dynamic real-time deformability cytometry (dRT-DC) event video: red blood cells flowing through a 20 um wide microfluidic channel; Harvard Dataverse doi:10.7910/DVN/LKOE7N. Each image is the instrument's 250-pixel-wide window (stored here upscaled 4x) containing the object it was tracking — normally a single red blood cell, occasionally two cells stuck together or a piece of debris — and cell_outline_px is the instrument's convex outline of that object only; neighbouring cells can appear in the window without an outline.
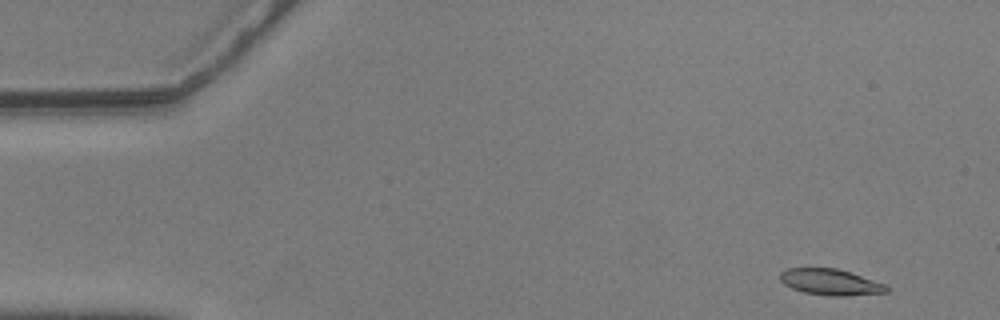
{"species": "common noctule bat (a hibernating species)", "species_latin": "Nyctalus noctula", "temperature_condition": "warm", "stored_images_in_passage": 53, "camera_frame_rate_fps": 3000, "um_per_image_px": 0.085, "animal": {"sex": "male", "body_mass_g": 20.5, "forearm_length_mm": 52.5}, "frame": {"image": 1, "passage_image": 1, "time_ms": 0.0, "image_size_px": [1000, 320], "cell_outline_px": [[888, 292], [848, 296], [828, 296], [804, 292], [792, 288], [784, 284], [780, 280], [780, 272], [788, 268], [836, 268], [884, 284], [888, 288]], "centroid_in_image_um": [70.55, 23.98], "position_along_channel_um": 14.5, "area_um2": 16.01}}
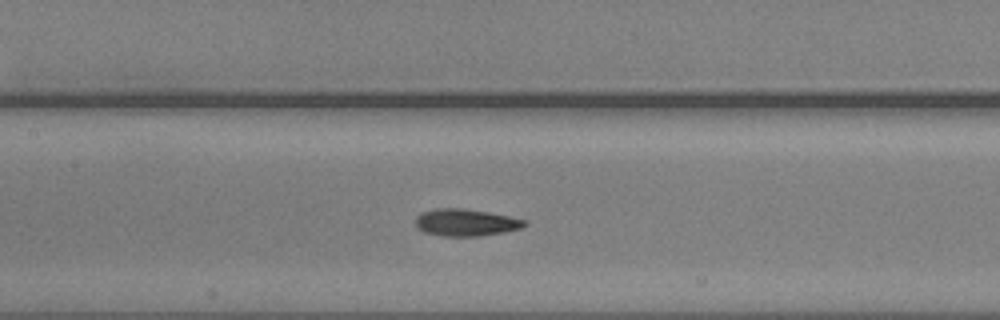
{"frame": {"image": 2, "passage_image": 23, "time_ms": 7.333, "image_size_px": [1000, 320], "cell_outline_px": [[528, 224], [520, 228], [504, 232], [480, 236], [444, 236], [424, 232], [416, 228], [416, 216], [424, 212], [436, 208], [464, 208], [488, 212], [528, 220]], "centroid_in_image_um": [39.6, 18.91], "position_along_channel_um": 167.8, "area_um2": 17.22}}
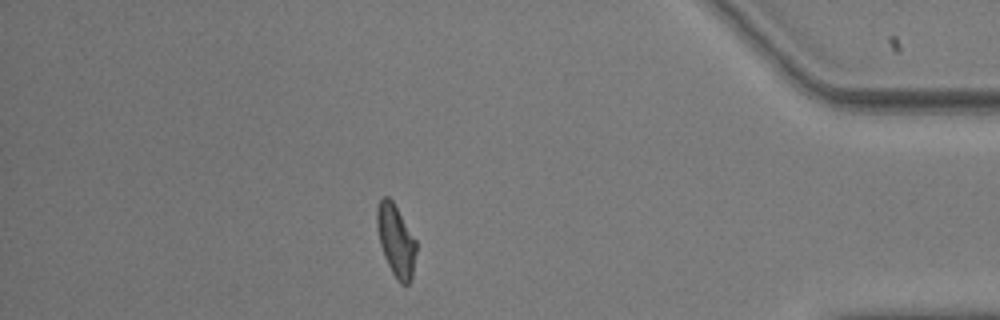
{"frame": {"image": 3, "passage_image": 46, "time_ms": 15.0, "image_size_px": [1000, 320], "cell_outline_px": [[416, 252], [412, 280], [408, 284], [400, 284], [396, 280], [384, 256], [380, 244], [376, 224], [376, 208], [380, 200], [384, 196], [388, 196], [392, 200], [416, 240]], "centroid_in_image_um": [33.65, 20.46], "position_along_channel_um": 401.5, "area_um2": 16.47}, "authors_computed_cell_mechanics": {"area_um2": 16.5886, "velocity_mm_per_s": 3.5785, "shape_relaxation_time_tau1_ms": 2.99, "shape_relaxation_time_tau2_ms": 2.5254, "deformation_change_tau1": 0.1319, "deformation_change_tau2": 0.0898}}